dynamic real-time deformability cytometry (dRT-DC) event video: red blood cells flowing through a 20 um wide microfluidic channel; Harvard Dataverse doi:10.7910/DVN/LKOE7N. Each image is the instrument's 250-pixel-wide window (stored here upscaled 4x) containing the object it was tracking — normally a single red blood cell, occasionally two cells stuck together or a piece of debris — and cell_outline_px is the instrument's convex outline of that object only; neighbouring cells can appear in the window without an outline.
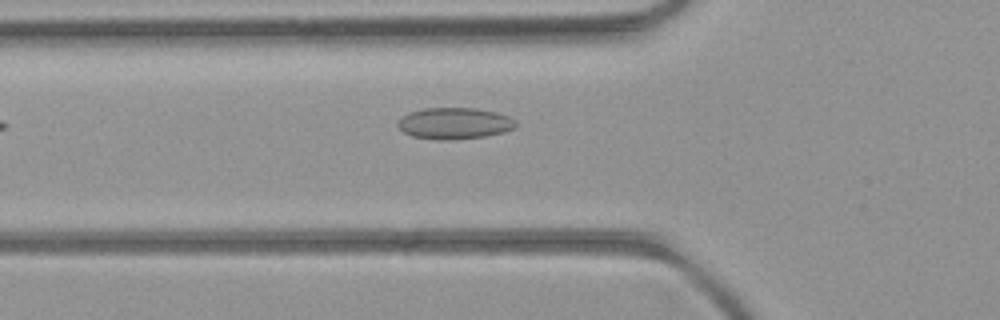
{"species": "common noctule bat (a hibernating species)", "species_latin": "Nyctalus noctula", "temperature_condition": "room temperature", "stored_images_in_passage": 6, "camera_frame_rate_fps": 3000, "um_per_image_px": 0.085, "animal": {"sex": "female", "body_mass_g": 21.9}, "frame": {"image": 1, "passage_image": 2, "time_ms": 0.333, "image_size_px": [1000, 320], "cell_outline_px": [[516, 128], [504, 132], [484, 136], [448, 140], [440, 140], [412, 136], [404, 132], [396, 124], [408, 112], [424, 108], [476, 108], [496, 112], [508, 116], [516, 120]], "centroid_in_image_um": [38.65, 10.48], "position_along_channel_um": 87.2, "area_um2": 21.56}}